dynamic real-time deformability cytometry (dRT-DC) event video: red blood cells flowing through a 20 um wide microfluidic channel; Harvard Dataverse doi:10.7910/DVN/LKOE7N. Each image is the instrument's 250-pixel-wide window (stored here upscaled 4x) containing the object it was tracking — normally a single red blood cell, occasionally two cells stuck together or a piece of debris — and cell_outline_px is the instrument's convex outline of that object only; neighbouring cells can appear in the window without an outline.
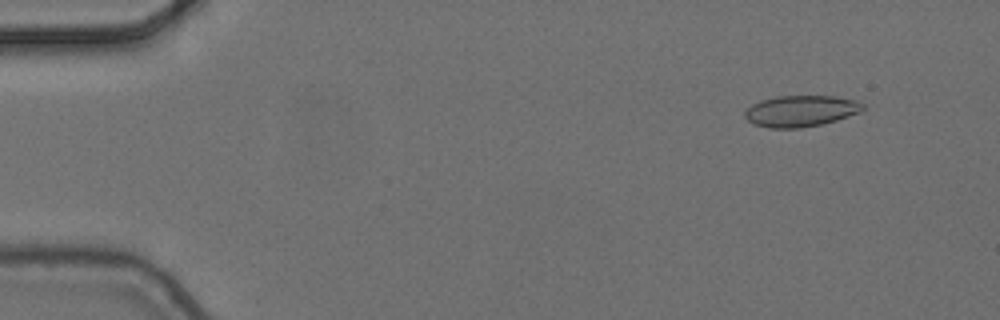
{"species": "common noctule bat (a hibernating species)", "species_latin": "Nyctalus noctula", "temperature_condition": "cold", "stored_images_in_passage": 4, "camera_frame_rate_fps": 3000, "um_per_image_px": 0.085, "animal": {"sex": "female", "body_mass_g": 24.6, "forearm_length_mm": 56.2}, "frame": {"image": 1, "passage_image": 1, "time_ms": 0.0, "image_size_px": [1000, 320], "cell_outline_px": [[864, 108], [860, 112], [836, 120], [820, 124], [800, 128], [768, 128], [756, 124], [748, 120], [744, 116], [744, 112], [752, 104], [760, 100], [776, 96], [832, 96], [856, 100], [864, 104]], "centroid_in_image_um": [68.05, 9.43], "position_along_channel_um": 16.9, "area_um2": 21.39}}
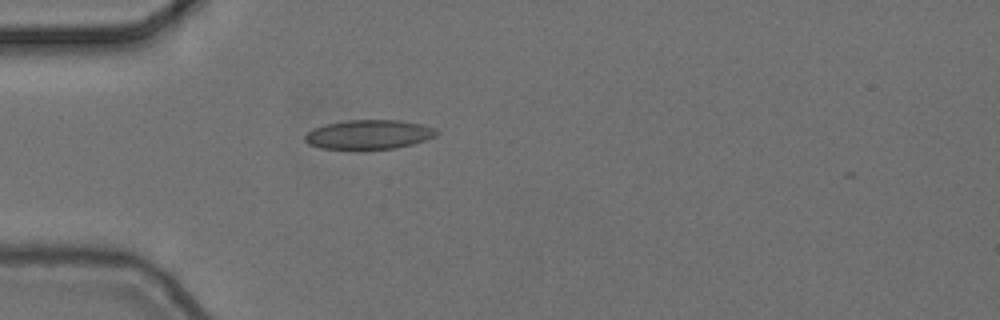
{"frame": {"image": 2, "passage_image": 4, "time_ms": 1.0, "image_size_px": [1000, 320], "cell_outline_px": [[440, 132], [436, 136], [412, 144], [396, 148], [360, 152], [320, 148], [308, 144], [304, 140], [304, 136], [312, 128], [324, 124], [348, 120], [400, 120], [420, 124], [436, 128]], "centroid_in_image_um": [31.31, 11.47], "position_along_channel_um": 53.7, "area_um2": 23.41}}